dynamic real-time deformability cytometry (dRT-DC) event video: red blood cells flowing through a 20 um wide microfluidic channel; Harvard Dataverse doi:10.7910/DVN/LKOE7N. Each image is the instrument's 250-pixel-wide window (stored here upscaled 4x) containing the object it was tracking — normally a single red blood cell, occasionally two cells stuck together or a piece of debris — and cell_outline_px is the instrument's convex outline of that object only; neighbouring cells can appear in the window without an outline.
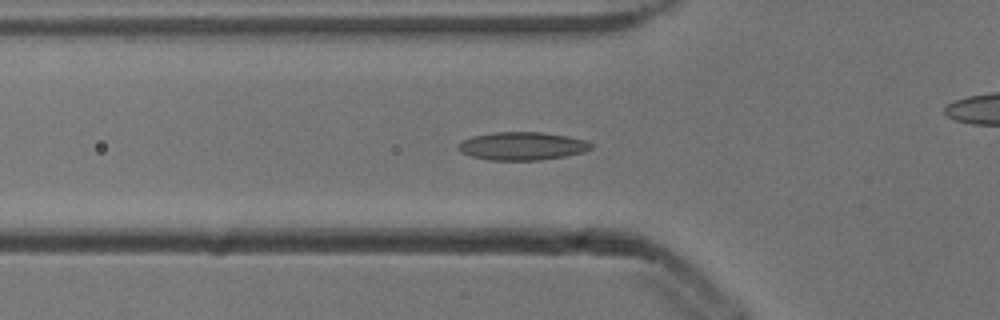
{"species": "common noctule bat (a hibernating species)", "species_latin": "Nyctalus noctula", "temperature_condition": "cold", "stored_images_in_passage": 42, "camera_frame_rate_fps": 3000, "um_per_image_px": 0.085, "animal": {"sex": "male", "body_mass_g": 13.3}, "frame": {"image": 1, "passage_image": 6, "time_ms": 1.667, "image_size_px": [1000, 320], "cell_outline_px": [[592, 148], [584, 152], [564, 156], [540, 160], [488, 160], [472, 156], [460, 152], [456, 148], [464, 140], [472, 136], [492, 132], [544, 132], [568, 136], [584, 140], [592, 144]], "centroid_in_image_um": [44.38, 12.41], "position_along_channel_um": 81.4, "area_um2": 21.73}}
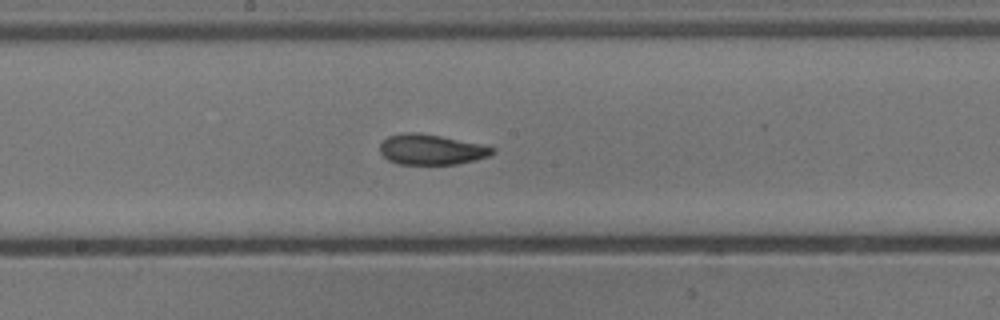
{"frame": {"image": 2, "passage_image": 16, "time_ms": 5.0, "image_size_px": [1000, 320], "cell_outline_px": [[496, 152], [492, 156], [456, 164], [396, 164], [388, 160], [380, 152], [380, 144], [388, 136], [404, 132], [420, 132], [480, 144], [496, 148]], "centroid_in_image_um": [36.67, 12.71], "position_along_channel_um": 211.5, "area_um2": 20.0}}
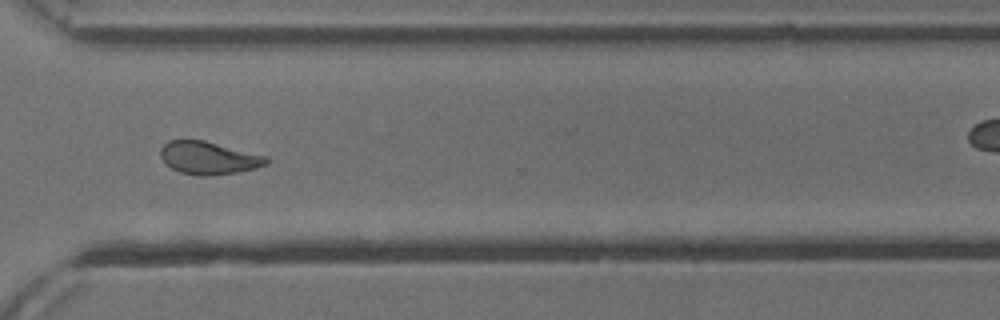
{"frame": {"image": 3, "passage_image": 27, "time_ms": 8.667, "image_size_px": [1000, 320], "cell_outline_px": [[268, 164], [256, 168], [236, 172], [212, 176], [200, 176], [180, 172], [172, 168], [160, 156], [160, 148], [168, 140], [204, 140], [268, 156]], "centroid_in_image_um": [17.75, 13.42], "position_along_channel_um": 352.8, "area_um2": 20.23}, "authors_computed_cell_mechanics": {"area_um2": 20.519, "velocity_mm_per_s": 3.8648, "shape_relaxation_time_tau1_ms": 5.1274, "shape_relaxation_time_tau2_ms": 2.199, "deformation_change_tau1": 0.126, "deformation_change_tau2": 0.0691}}